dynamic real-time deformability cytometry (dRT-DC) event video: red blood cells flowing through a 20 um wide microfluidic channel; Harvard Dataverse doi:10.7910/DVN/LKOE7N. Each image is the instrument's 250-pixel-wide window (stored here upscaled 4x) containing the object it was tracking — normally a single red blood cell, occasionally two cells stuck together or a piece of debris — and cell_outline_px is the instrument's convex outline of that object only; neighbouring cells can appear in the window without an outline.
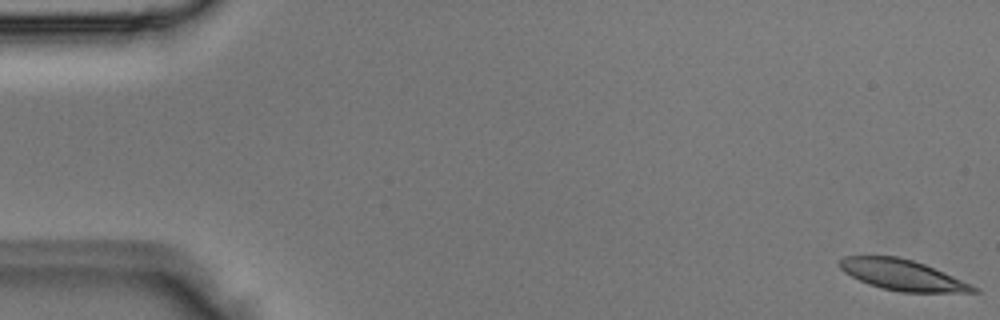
{"species": "Egyptian fruit bat (a non-hibernating species)", "species_latin": "Rousettus aegyptiacus", "temperature_condition": "room temperature", "stored_images_in_passage": 3, "camera_frame_rate_fps": 3000, "um_per_image_px": 0.085, "animal": {"sex": "male"}, "frame": {"image": 1, "passage_image": 1, "time_ms": 0.0, "image_size_px": [1000, 320], "cell_outline_px": [[980, 292], [900, 292], [880, 288], [868, 284], [844, 272], [840, 268], [840, 260], [844, 256], [896, 256], [912, 260], [924, 264], [944, 272], [972, 284], [980, 288]], "centroid_in_image_um": [76.73, 23.38], "position_along_channel_um": 8.3, "area_um2": 23.81}}